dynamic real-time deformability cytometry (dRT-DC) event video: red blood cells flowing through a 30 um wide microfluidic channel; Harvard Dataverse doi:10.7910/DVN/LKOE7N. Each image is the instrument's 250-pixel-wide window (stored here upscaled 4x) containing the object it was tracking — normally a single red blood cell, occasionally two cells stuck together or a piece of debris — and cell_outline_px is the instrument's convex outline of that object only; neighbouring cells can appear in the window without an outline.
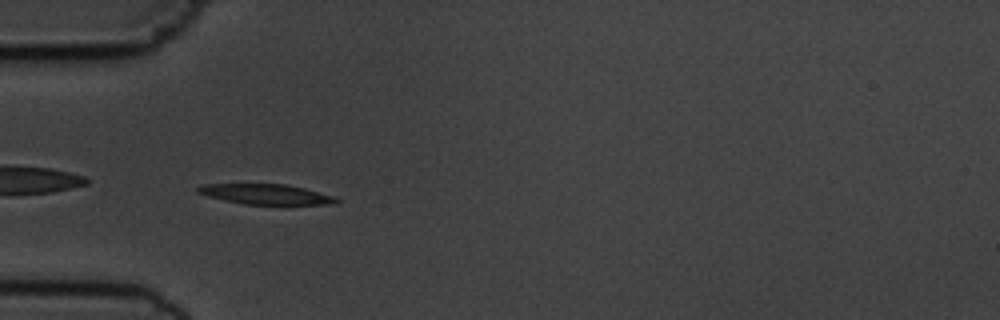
{"species": "common noctule bat (a hibernating species)", "species_latin": "Nyctalus noctula", "temperature_condition": "cold", "stored_images_in_passage": 39, "camera_frame_rate_fps": 3000, "um_per_image_px": 0.085, "animal": {"sex": "male", "body_mass_g": 19.5, "forearm_length_mm": 54.6}, "frame": {"image": 1, "passage_image": 1, "time_ms": 0.0, "image_size_px": [1000, 320], "cell_outline_px": [[340, 200], [336, 204], [284, 208], [244, 204], [224, 200], [208, 196], [196, 192], [196, 188], [204, 184], [288, 184], [336, 196]], "centroid_in_image_um": [22.78, 16.58], "position_along_channel_um": 62.2, "area_um2": 17.63}}
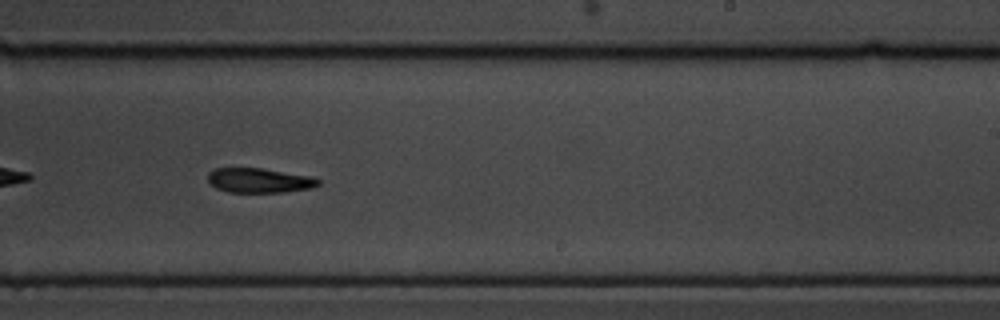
{"frame": {"image": 2, "passage_image": 18, "time_ms": 5.667, "image_size_px": [1000, 320], "cell_outline_px": [[320, 184], [312, 188], [284, 192], [228, 192], [216, 188], [208, 180], [208, 172], [216, 168], [260, 168], [312, 176], [320, 180]], "centroid_in_image_um": [22.05, 15.33], "position_along_channel_um": 266.9, "area_um2": 15.84}}
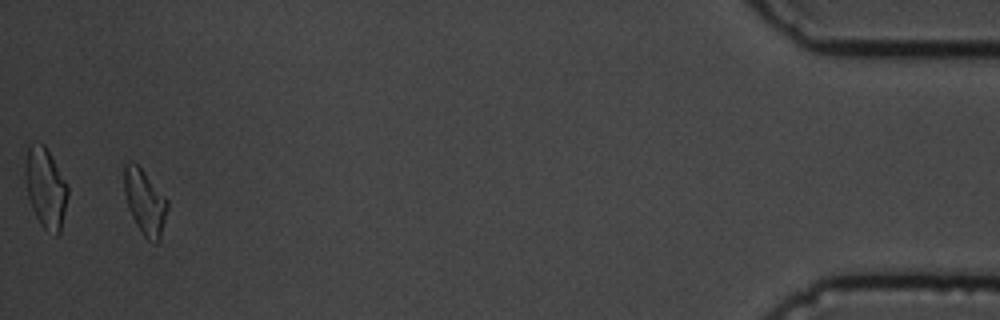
{"frame": {"image": 3, "passage_image": 37, "time_ms": 12.0, "image_size_px": [1000, 320], "cell_outline_px": [[168, 208], [160, 240], [156, 244], [148, 240], [140, 232], [128, 208], [124, 192], [124, 164], [136, 164], [144, 172], [168, 200]], "centroid_in_image_um": [12.33, 17.23], "position_along_channel_um": 422.9, "area_um2": 16.24}, "authors_computed_cell_mechanics": {"area_um2": 16.5886, "velocity_mm_per_s": 3.6708, "shape_relaxation_time_tau1_ms": 4.3306, "shape_relaxation_time_tau2_ms": null, "deformation_change_tau1": 0.16, "deformation_change_tau2": null}}